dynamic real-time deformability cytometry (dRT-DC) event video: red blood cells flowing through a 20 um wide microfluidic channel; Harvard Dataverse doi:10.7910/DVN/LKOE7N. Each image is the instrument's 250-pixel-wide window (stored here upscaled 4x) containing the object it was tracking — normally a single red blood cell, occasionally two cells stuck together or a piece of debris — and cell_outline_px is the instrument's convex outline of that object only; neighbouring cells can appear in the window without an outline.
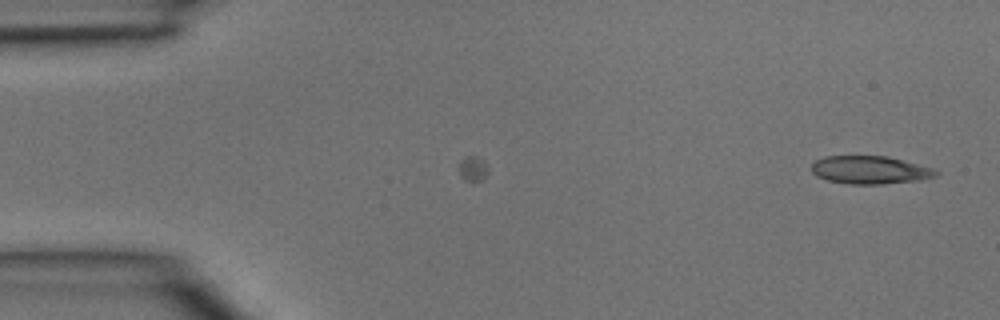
{"species": "common noctule bat (a hibernating species)", "species_latin": "Nyctalus noctula", "temperature_condition": "room temperature", "stored_images_in_passage": 2, "camera_frame_rate_fps": 3000, "um_per_image_px": 0.085, "animal": {"sex": "male", "body_mass_g": 15.6}, "frame": {"image": 1, "passage_image": 2, "time_ms": 0.333, "image_size_px": [1000, 320], "cell_outline_px": [[940, 172], [936, 176], [920, 180], [884, 184], [848, 184], [828, 180], [816, 176], [812, 172], [812, 164], [816, 160], [824, 156], [884, 156], [932, 168]], "centroid_in_image_um": [73.92, 14.45], "position_along_channel_um": 11.1, "area_um2": 20.11}}